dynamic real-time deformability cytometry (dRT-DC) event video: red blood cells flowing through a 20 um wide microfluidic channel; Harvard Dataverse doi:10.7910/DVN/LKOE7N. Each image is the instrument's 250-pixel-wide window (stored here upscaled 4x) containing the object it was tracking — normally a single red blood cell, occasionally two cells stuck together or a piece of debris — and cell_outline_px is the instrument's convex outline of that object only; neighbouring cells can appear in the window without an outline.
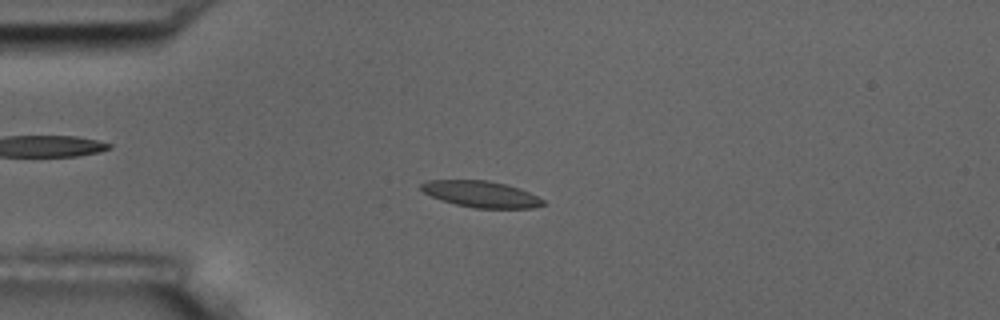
{"species": "common noctule bat (a hibernating species)", "species_latin": "Nyctalus noctula", "temperature_condition": "room temperature", "stored_images_in_passage": 55, "camera_frame_rate_fps": 3000, "um_per_image_px": 0.085, "animal": {"sex": "male", "body_mass_g": 17.5, "forearm_length_mm": 52.3}, "frame": {"image": 1, "passage_image": 14, "time_ms": 4.333, "image_size_px": [1000, 320], "cell_outline_px": [[548, 204], [532, 208], [476, 208], [456, 204], [440, 200], [424, 192], [420, 188], [420, 184], [428, 180], [488, 180], [520, 188], [544, 200]], "centroid_in_image_um": [40.9, 16.5], "position_along_channel_um": 44.1, "area_um2": 18.67}}
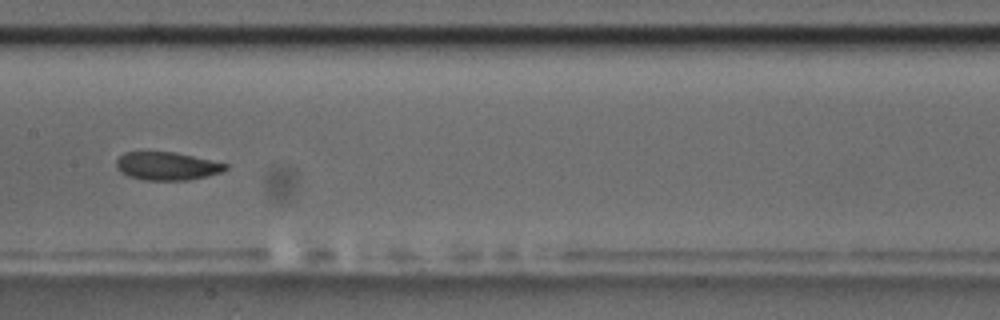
{"frame": {"image": 2, "passage_image": 28, "time_ms": 9.0, "image_size_px": [1000, 320], "cell_outline_px": [[228, 168], [220, 172], [208, 176], [188, 180], [144, 180], [128, 176], [120, 172], [116, 168], [116, 160], [124, 152], [172, 152], [192, 156], [228, 164]], "centroid_in_image_um": [14.16, 14.12], "position_along_channel_um": 193.2, "area_um2": 17.8}}
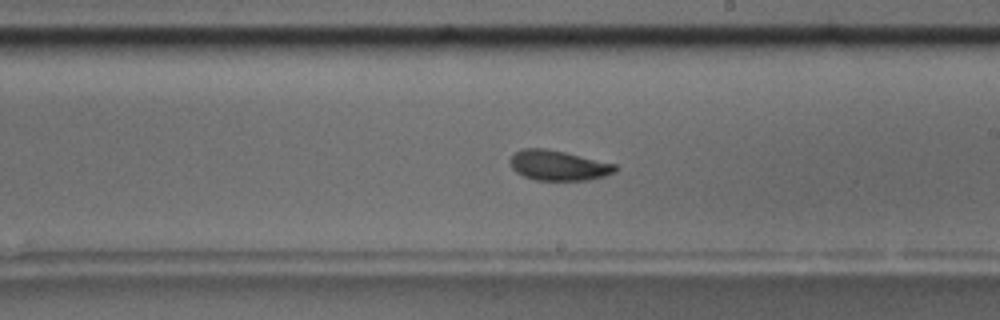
{"frame": {"image": 3, "passage_image": 32, "time_ms": 10.333, "image_size_px": [1000, 320], "cell_outline_px": [[616, 172], [604, 176], [588, 180], [536, 180], [524, 176], [516, 172], [512, 168], [508, 160], [520, 148], [544, 148], [564, 152], [616, 164]], "centroid_in_image_um": [47.43, 14.06], "position_along_channel_um": 241.6, "area_um2": 18.38}, "authors_computed_cell_mechanics": {"area_um2": 18.6116, "velocity_mm_per_s": 3.641, "shape_relaxation_time_tau1_ms": 7.7782, "shape_relaxation_time_tau2_ms": 2.4343, "deformation_change_tau1": 0.1577, "deformation_change_tau2": 0.0852}}